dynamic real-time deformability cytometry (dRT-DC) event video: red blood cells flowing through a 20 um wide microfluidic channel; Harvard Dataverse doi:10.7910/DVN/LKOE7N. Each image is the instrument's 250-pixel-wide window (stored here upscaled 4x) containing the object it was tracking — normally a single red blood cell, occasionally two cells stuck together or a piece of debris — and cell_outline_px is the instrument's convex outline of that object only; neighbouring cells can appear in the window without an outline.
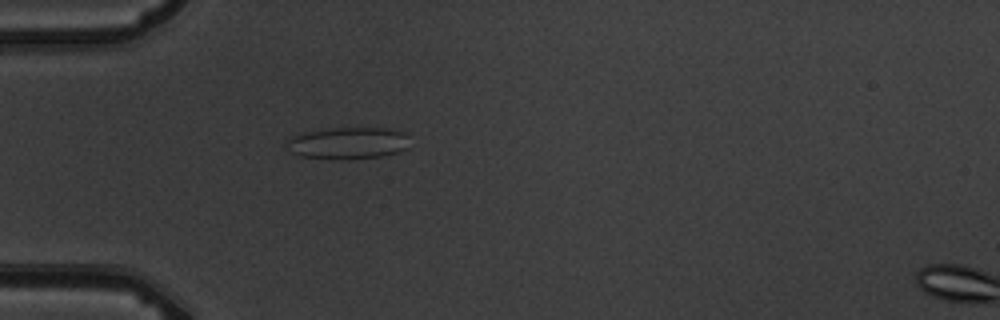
{"species": "common noctule bat (a hibernating species)", "species_latin": "Nyctalus noctula", "temperature_condition": "warm", "stored_images_in_passage": 6, "camera_frame_rate_fps": 3000, "um_per_image_px": 0.085, "animal": {"sex": "male", "body_mass_g": 19.5, "forearm_length_mm": 54.6}, "frame": {"image": 1, "passage_image": 5, "time_ms": 4.333, "image_size_px": [1000, 320], "cell_outline_px": [[408, 148], [396, 152], [380, 156], [348, 160], [332, 160], [300, 156], [292, 152], [288, 144], [288, 140], [292, 136], [304, 132], [336, 128], [384, 128], [404, 132]], "centroid_in_image_um": [29.56, 12.18], "position_along_channel_um": 55.4, "area_um2": 22.66}}